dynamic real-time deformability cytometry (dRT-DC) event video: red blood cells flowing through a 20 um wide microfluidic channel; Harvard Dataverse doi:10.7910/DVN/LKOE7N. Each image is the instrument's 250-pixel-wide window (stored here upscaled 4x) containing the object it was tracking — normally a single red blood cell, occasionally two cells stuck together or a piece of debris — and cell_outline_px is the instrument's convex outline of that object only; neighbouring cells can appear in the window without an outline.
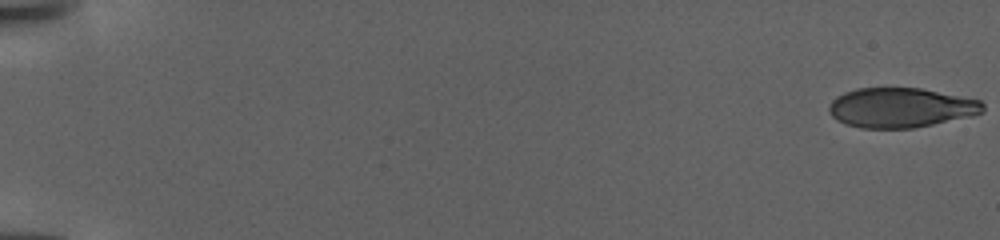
{"species": "human", "species_latin": "Homo sapiens", "temperature_condition": "warm", "stored_images_in_passage": 137, "camera_frame_rate_fps": 3000, "um_per_image_px": 0.085, "donor": {"sex": "female"}, "frame": {"image": 1, "passage_image": 1, "time_ms": 0.0, "image_size_px": [1000, 240], "cell_outline_px": [[984, 112], [972, 116], [912, 128], [860, 128], [844, 124], [836, 120], [828, 112], [828, 108], [832, 100], [836, 96], [844, 92], [856, 88], [920, 88], [980, 100], [984, 104]], "centroid_in_image_um": [76.53, 9.15], "position_along_channel_um": 8.5, "area_um2": 35.72}}
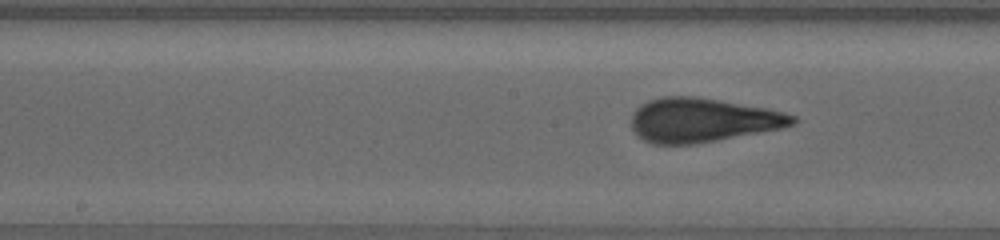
{"frame": {"image": 2, "passage_image": 74, "time_ms": 24.333, "image_size_px": [1000, 240], "cell_outline_px": [[796, 124], [784, 128], [716, 140], [692, 144], [652, 144], [636, 136], [632, 128], [632, 112], [640, 104], [648, 100], [664, 96], [696, 96], [768, 108], [784, 112], [796, 116]], "centroid_in_image_um": [59.7, 10.2], "position_along_channel_um": 188.5, "area_um2": 41.67}}
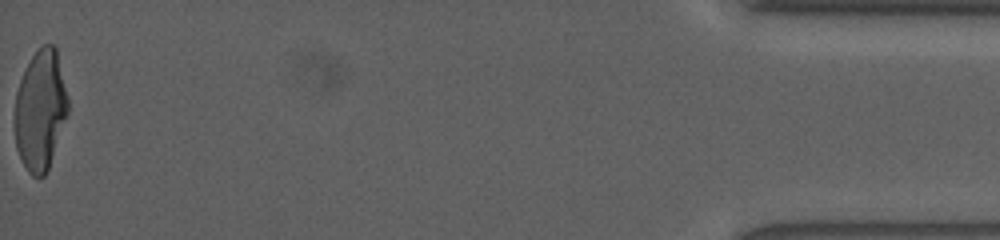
{"frame": {"image": 3, "passage_image": 137, "time_ms": 45.333, "image_size_px": [1000, 240], "cell_outline_px": [[68, 116], [48, 168], [44, 176], [32, 176], [28, 172], [16, 148], [16, 92], [20, 80], [32, 56], [44, 44], [52, 44], [56, 48], [68, 100]], "centroid_in_image_um": [3.45, 9.37], "position_along_channel_um": 431.7, "area_um2": 36.65}}